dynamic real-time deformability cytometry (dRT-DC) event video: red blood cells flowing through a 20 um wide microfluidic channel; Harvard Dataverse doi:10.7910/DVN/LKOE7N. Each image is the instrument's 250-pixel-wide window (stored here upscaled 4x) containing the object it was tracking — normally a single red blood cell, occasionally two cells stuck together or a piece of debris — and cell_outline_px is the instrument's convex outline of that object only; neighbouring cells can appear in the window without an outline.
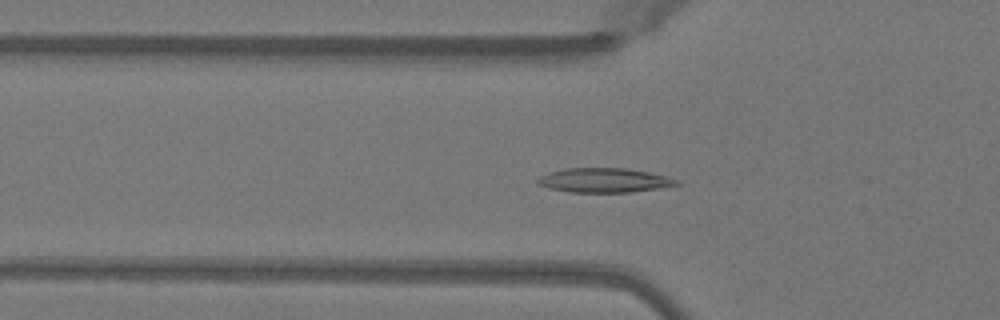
{"species": "Egyptian fruit bat (a non-hibernating species)", "species_latin": "Rousettus aegyptiacus", "temperature_condition": "warm", "stored_images_in_passage": 50, "camera_frame_rate_fps": 3000, "um_per_image_px": 0.085, "animal": {"sex": "female"}, "frame": {"image": 1, "passage_image": 17, "time_ms": 5.333, "image_size_px": [1000, 320], "cell_outline_px": [[680, 184], [632, 192], [568, 192], [548, 188], [540, 184], [536, 180], [540, 176], [548, 172], [564, 168], [624, 168], [648, 172], [668, 176], [680, 180]], "centroid_in_image_um": [51.35, 15.32], "position_along_channel_um": 74.5, "area_um2": 19.71}}
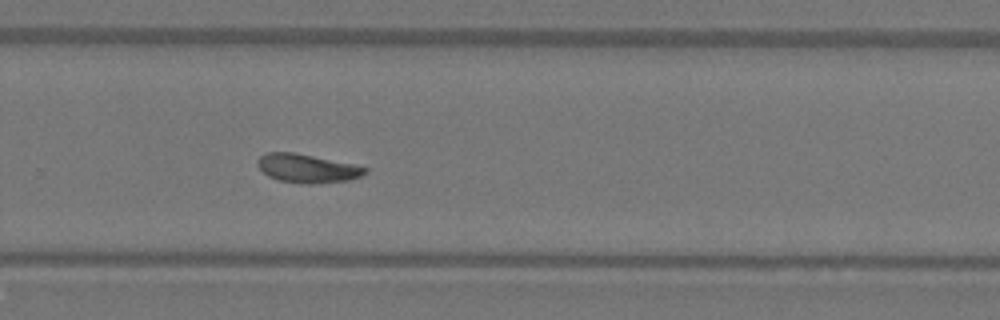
{"frame": {"image": 2, "passage_image": 34, "time_ms": 11.0, "image_size_px": [1000, 320], "cell_outline_px": [[368, 172], [360, 176], [348, 180], [308, 184], [304, 184], [280, 180], [268, 176], [256, 164], [256, 160], [260, 156], [268, 152], [292, 152], [352, 164], [368, 168]], "centroid_in_image_um": [26.08, 14.31], "position_along_channel_um": 303.7, "area_um2": 17.63}}
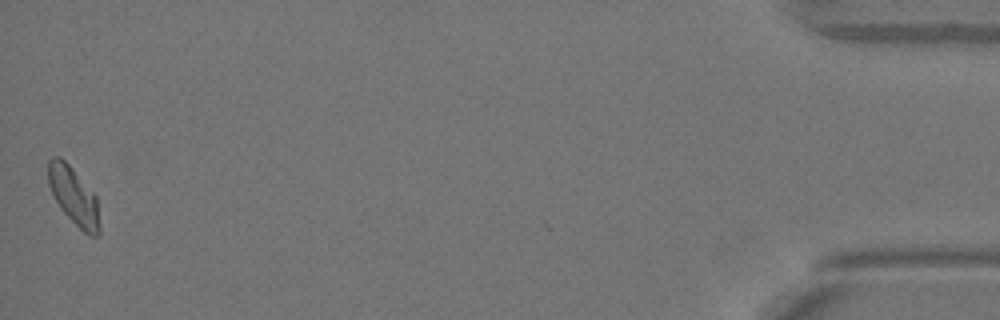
{"frame": {"image": 3, "passage_image": 50, "time_ms": 16.333, "image_size_px": [1000, 320], "cell_outline_px": [[100, 232], [96, 236], [88, 236], [60, 208], [48, 184], [48, 160], [52, 156], [60, 156], [68, 164], [96, 196], [100, 228]], "centroid_in_image_um": [6.26, 16.66], "position_along_channel_um": 428.9, "area_um2": 16.94}, "authors_computed_cell_mechanics": {"area_um2": 17.8602, "velocity_mm_per_s": 4.0377, "shape_relaxation_time_tau1_ms": 5.9485, "shape_relaxation_time_tau2_ms": 7.8004, "deformation_change_tau1": 0.1468, "deformation_change_tau2": 0.113}}